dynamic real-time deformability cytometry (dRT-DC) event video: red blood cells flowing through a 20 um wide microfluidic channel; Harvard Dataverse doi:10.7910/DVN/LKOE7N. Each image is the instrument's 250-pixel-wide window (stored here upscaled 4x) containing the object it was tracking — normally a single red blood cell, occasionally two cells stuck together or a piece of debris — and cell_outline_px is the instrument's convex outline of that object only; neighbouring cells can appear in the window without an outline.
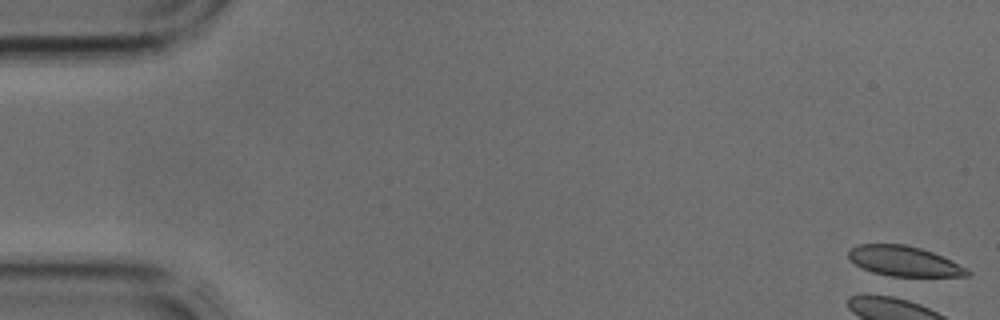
{"species": "common noctule bat (a hibernating species)", "species_latin": "Nyctalus noctula", "temperature_condition": "cold", "stored_images_in_passage": 2, "camera_frame_rate_fps": 3000, "um_per_image_px": 0.085, "animal": {"sex": "male", "body_mass_g": 17.9, "forearm_length_mm": 54.2}, "frame": {"image": 1, "passage_image": 1, "time_ms": 0.0, "image_size_px": [1000, 320], "cell_outline_px": [[972, 272], [968, 276], [892, 276], [872, 272], [856, 264], [848, 256], [848, 252], [856, 244], [904, 244], [920, 248], [932, 252], [968, 268]], "centroid_in_image_um": [76.87, 22.19], "position_along_channel_um": 8.1, "area_um2": 20.58}}